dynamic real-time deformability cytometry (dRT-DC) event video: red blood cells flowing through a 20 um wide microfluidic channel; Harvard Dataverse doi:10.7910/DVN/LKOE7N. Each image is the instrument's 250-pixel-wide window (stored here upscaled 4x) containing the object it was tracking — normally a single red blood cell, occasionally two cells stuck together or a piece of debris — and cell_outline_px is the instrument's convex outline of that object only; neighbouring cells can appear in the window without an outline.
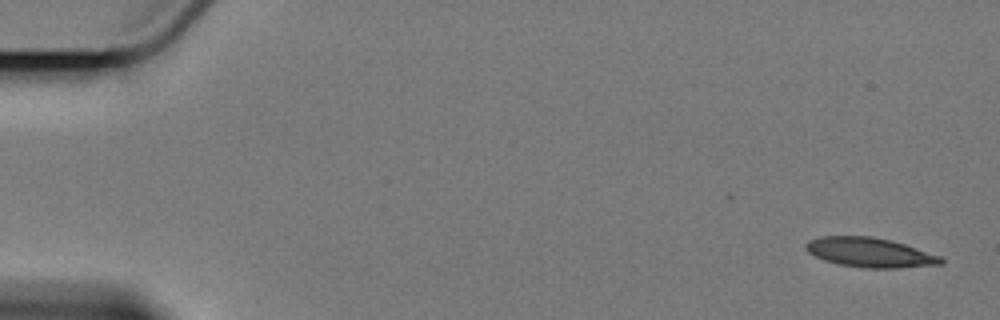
{"species": "Egyptian fruit bat (a non-hibernating species)", "species_latin": "Rousettus aegyptiacus", "temperature_condition": "cold", "stored_images_in_passage": 7, "camera_frame_rate_fps": 3000, "um_per_image_px": 0.085, "animal": {"sex": "female"}, "frame": {"image": 1, "passage_image": 1, "time_ms": 0.0, "image_size_px": [1000, 320], "cell_outline_px": [[944, 264], [896, 268], [868, 268], [840, 264], [824, 260], [808, 252], [804, 248], [804, 244], [808, 240], [820, 236], [872, 236], [892, 240], [940, 256], [944, 260]], "centroid_in_image_um": [73.92, 21.45], "position_along_channel_um": 11.1, "area_um2": 23.24}}
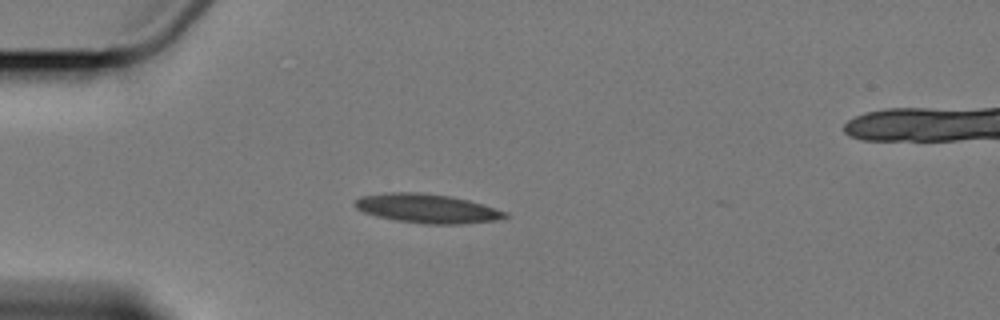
{"frame": {"image": 2, "passage_image": 5, "time_ms": 4.667, "image_size_px": [1000, 320], "cell_outline_px": [[508, 216], [496, 220], [460, 224], [424, 224], [396, 220], [376, 216], [364, 212], [356, 208], [352, 204], [360, 196], [388, 192], [416, 192], [448, 196], [468, 200], [508, 212]], "centroid_in_image_um": [36.27, 17.72], "position_along_channel_um": 48.7, "area_um2": 25.32}}
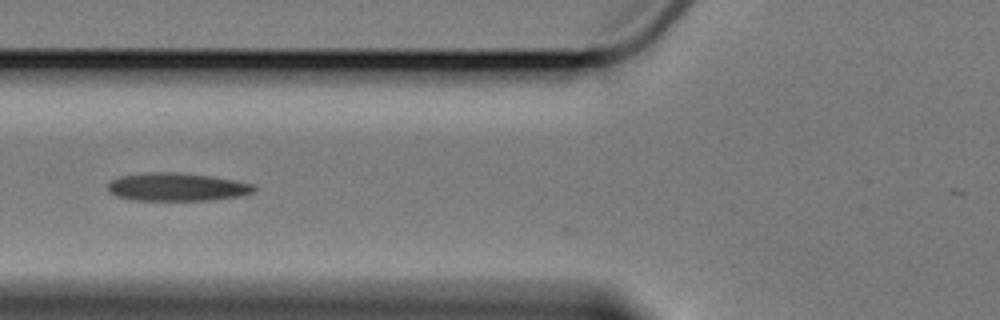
{"frame": {"image": 3, "passage_image": 7, "time_ms": 7.0, "image_size_px": [1000, 320], "cell_outline_px": [[256, 188], [252, 192], [240, 196], [212, 200], [132, 200], [116, 196], [108, 188], [108, 184], [112, 180], [120, 176], [148, 172], [176, 172], [208, 176], [256, 184]], "centroid_in_image_um": [15.04, 15.89], "position_along_channel_um": 110.8, "area_um2": 23.76}}